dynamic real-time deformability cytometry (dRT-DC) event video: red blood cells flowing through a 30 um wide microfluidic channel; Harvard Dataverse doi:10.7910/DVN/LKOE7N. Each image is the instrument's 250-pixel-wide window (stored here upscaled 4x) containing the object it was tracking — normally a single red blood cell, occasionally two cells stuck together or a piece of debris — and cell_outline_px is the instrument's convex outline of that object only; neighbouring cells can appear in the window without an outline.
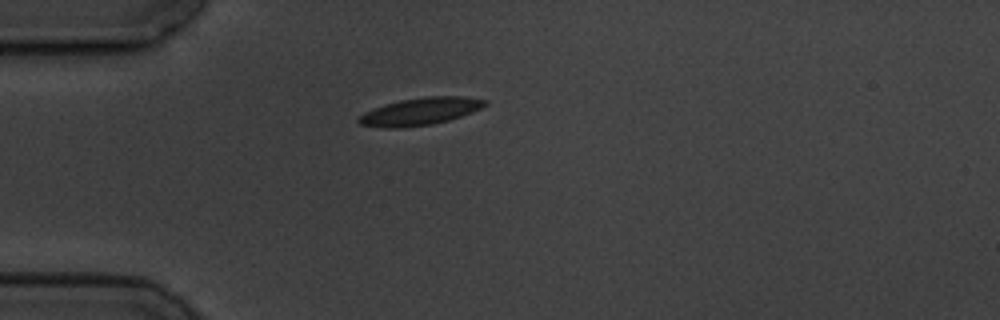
{"species": "common noctule bat (a hibernating species)", "species_latin": "Nyctalus noctula", "temperature_condition": "cold", "stored_images_in_passage": 1, "camera_frame_rate_fps": 3000, "um_per_image_px": 0.085, "animal": {"sex": "male", "body_mass_g": 19.5, "forearm_length_mm": 54.6}, "frame": {"image": 1, "passage_image": 1, "time_ms": 0.0, "image_size_px": [1000, 320], "cell_outline_px": [[488, 104], [472, 112], [448, 120], [432, 124], [400, 128], [384, 128], [360, 124], [356, 120], [364, 112], [384, 104], [400, 100], [428, 96], [468, 96], [488, 100]], "centroid_in_image_um": [35.73, 9.46], "position_along_channel_um": 49.3, "area_um2": 20.17}}